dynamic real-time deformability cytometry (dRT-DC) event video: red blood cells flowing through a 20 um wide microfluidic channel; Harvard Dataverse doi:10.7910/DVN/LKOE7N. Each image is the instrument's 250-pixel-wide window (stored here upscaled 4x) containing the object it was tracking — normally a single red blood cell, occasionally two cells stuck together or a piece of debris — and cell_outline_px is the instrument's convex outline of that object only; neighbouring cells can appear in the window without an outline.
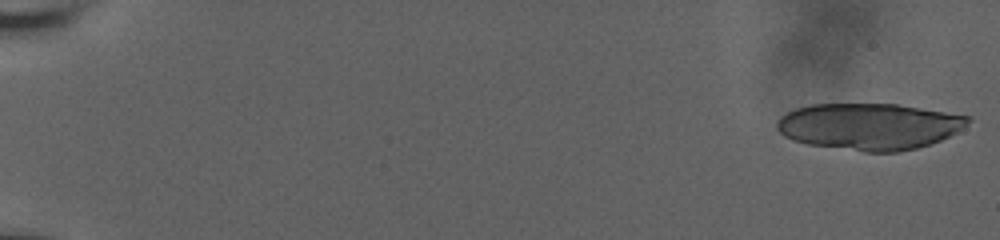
{"species": "human", "species_latin": "Homo sapiens", "temperature_condition": "room temperature", "stored_images_in_passage": 22, "camera_frame_rate_fps": 3000, "um_per_image_px": 0.085, "donor": {"sex": "male"}, "frame": {"image": 1, "passage_image": 1, "time_ms": 0.0, "image_size_px": [1000, 240], "cell_outline_px": [[972, 120], [964, 128], [940, 140], [916, 148], [896, 152], [864, 152], [808, 144], [792, 140], [784, 136], [776, 128], [776, 120], [780, 116], [796, 108], [812, 104], [896, 104], [968, 116]], "centroid_in_image_um": [73.85, 10.74], "position_along_channel_um": 11.1, "area_um2": 51.73}}
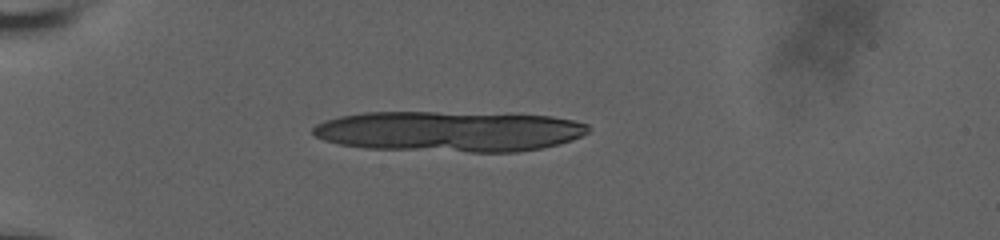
{"frame": {"image": 2, "passage_image": 17, "time_ms": 5.333, "image_size_px": [1000, 240], "cell_outline_px": [[588, 132], [572, 140], [560, 144], [540, 148], [516, 152], [472, 152], [364, 148], [340, 144], [324, 140], [316, 136], [312, 132], [312, 128], [316, 124], [324, 120], [340, 116], [364, 112], [436, 112], [552, 116], [572, 120], [588, 124]], "centroid_in_image_um": [38.16, 11.17], "position_along_channel_um": 46.8, "area_um2": 65.03}}